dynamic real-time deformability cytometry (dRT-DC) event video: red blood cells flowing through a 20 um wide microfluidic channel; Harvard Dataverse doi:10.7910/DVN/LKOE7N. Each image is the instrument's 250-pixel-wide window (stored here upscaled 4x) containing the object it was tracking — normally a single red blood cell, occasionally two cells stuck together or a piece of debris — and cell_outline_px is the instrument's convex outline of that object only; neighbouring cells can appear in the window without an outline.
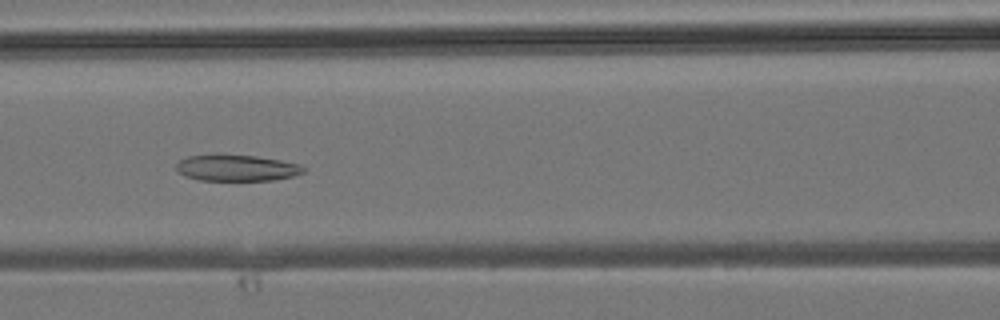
{"species": "common noctule bat (a hibernating species)", "species_latin": "Nyctalus noctula", "temperature_condition": "room temperature", "stored_images_in_passage": 32, "camera_frame_rate_fps": 3000, "um_per_image_px": 0.085, "animal": {"sex": "male", "body_mass_g": 19.2, "forearm_length_mm": 51.8}, "frame": {"image": 1, "passage_image": 12, "time_ms": 3.667, "image_size_px": [1000, 320], "cell_outline_px": [[304, 172], [292, 176], [272, 180], [200, 180], [184, 176], [176, 168], [176, 164], [180, 160], [188, 156], [216, 152], [256, 156], [280, 160], [300, 164], [304, 168]], "centroid_in_image_um": [20.06, 14.23], "position_along_channel_um": 146.5, "area_um2": 19.88}}
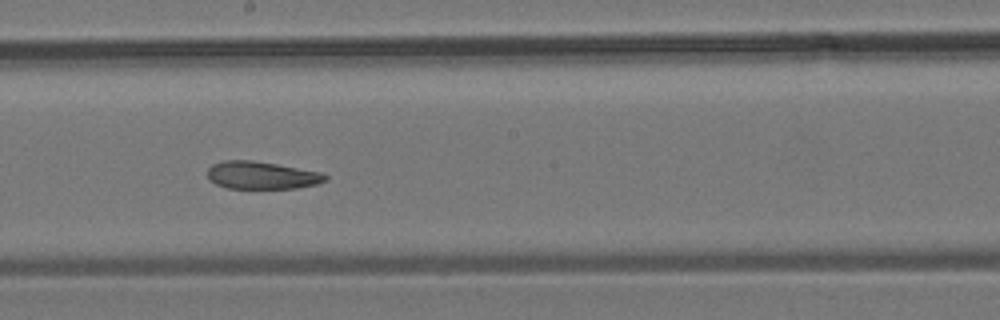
{"frame": {"image": 2, "passage_image": 17, "time_ms": 5.333, "image_size_px": [1000, 320], "cell_outline_px": [[328, 180], [316, 184], [296, 188], [228, 188], [216, 184], [208, 180], [208, 168], [212, 164], [224, 160], [252, 160], [276, 164], [320, 172], [328, 176]], "centroid_in_image_um": [22.22, 14.9], "position_along_channel_um": 226.0, "area_um2": 18.9}}
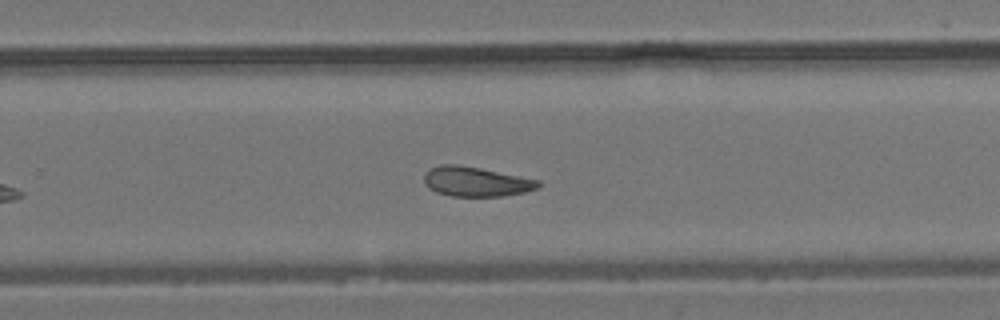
{"frame": {"image": 3, "passage_image": 21, "time_ms": 6.667, "image_size_px": [1000, 320], "cell_outline_px": [[540, 188], [524, 192], [504, 196], [452, 196], [436, 192], [428, 188], [424, 184], [424, 172], [432, 168], [444, 164], [456, 164], [480, 168], [540, 180]], "centroid_in_image_um": [40.46, 15.44], "position_along_channel_um": 289.3, "area_um2": 19.77}}